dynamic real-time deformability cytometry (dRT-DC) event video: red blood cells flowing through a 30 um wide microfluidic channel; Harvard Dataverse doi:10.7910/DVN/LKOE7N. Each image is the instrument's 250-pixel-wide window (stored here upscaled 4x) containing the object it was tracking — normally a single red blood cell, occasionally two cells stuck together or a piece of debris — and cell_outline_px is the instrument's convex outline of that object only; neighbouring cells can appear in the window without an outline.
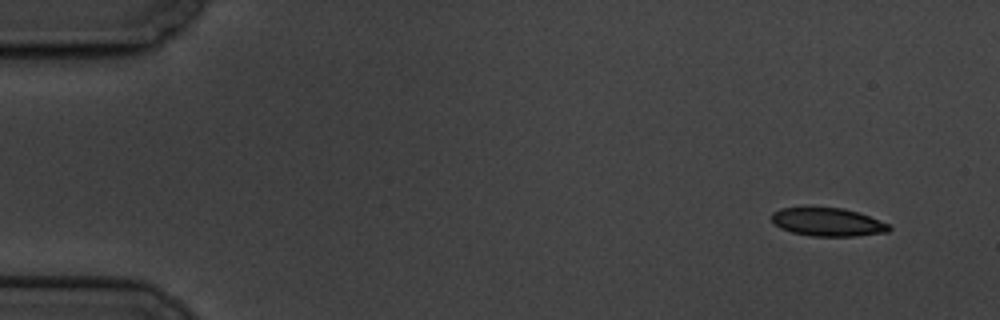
{"species": "common noctule bat (a hibernating species)", "species_latin": "Nyctalus noctula", "temperature_condition": "cold", "stored_images_in_passage": 6, "camera_frame_rate_fps": 3000, "um_per_image_px": 0.085, "animal": {"sex": "male", "body_mass_g": 19.5, "forearm_length_mm": 54.6}, "frame": {"image": 1, "passage_image": 1, "time_ms": 0.0, "image_size_px": [1000, 320], "cell_outline_px": [[892, 228], [888, 232], [856, 236], [812, 236], [792, 232], [780, 228], [772, 220], [772, 212], [780, 208], [844, 208], [868, 216], [888, 224]], "centroid_in_image_um": [70.35, 18.88], "position_along_channel_um": 14.6, "area_um2": 19.07}}
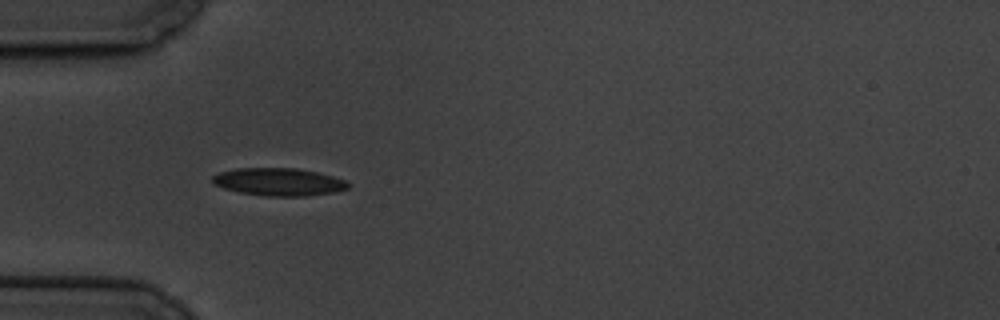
{"frame": {"image": 2, "passage_image": 5, "time_ms": 4.667, "image_size_px": [1000, 320], "cell_outline_px": [[348, 188], [332, 192], [304, 196], [264, 196], [240, 192], [224, 188], [212, 184], [212, 176], [220, 172], [236, 168], [296, 168], [316, 172], [332, 176], [344, 180], [348, 184]], "centroid_in_image_um": [23.63, 15.45], "position_along_channel_um": 61.4, "area_um2": 21.68}}
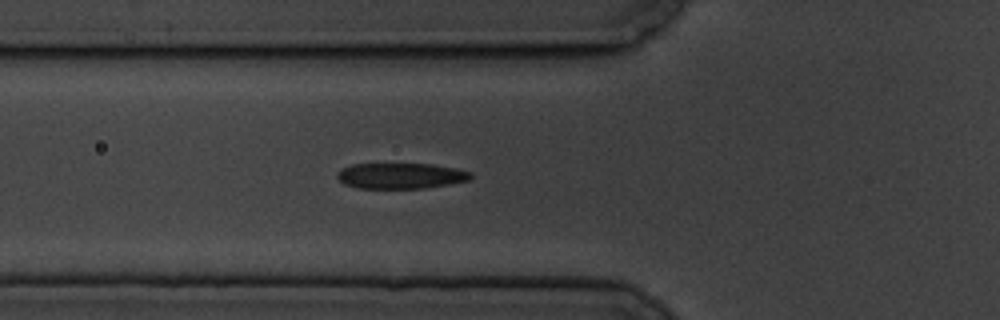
{"frame": {"image": 3, "passage_image": 6, "time_ms": 5.667, "image_size_px": [1000, 320], "cell_outline_px": [[472, 176], [468, 180], [448, 184], [424, 188], [356, 188], [344, 184], [336, 176], [340, 168], [352, 164], [432, 164], [456, 168], [472, 172]], "centroid_in_image_um": [34.04, 14.94], "position_along_channel_um": 91.8, "area_um2": 20.0}}